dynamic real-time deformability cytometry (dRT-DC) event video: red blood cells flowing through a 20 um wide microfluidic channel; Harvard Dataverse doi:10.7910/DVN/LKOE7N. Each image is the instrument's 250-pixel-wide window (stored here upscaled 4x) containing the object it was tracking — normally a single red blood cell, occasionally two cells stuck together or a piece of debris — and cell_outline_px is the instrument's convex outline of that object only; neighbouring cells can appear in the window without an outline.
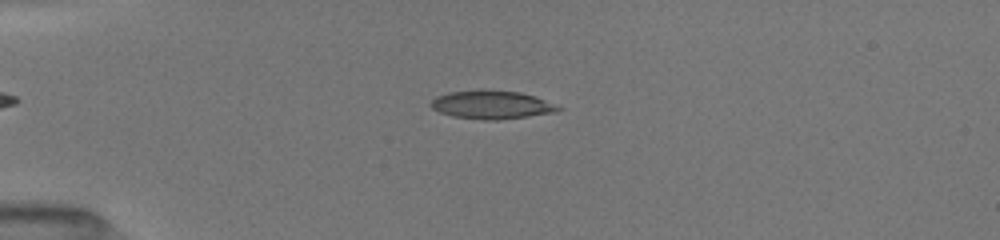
{"species": "common noctule bat (a hibernating species)", "species_latin": "Nyctalus noctula", "temperature_condition": "room temperature", "stored_images_in_passage": 51, "camera_frame_rate_fps": 3000, "um_per_image_px": 0.085, "animal": {"sex": "female", "body_mass_g": 19.5, "forearm_length_mm": 54.1}, "frame": {"image": 1, "passage_image": 13, "time_ms": 4.0, "image_size_px": [1000, 240], "cell_outline_px": [[564, 108], [552, 112], [528, 116], [496, 120], [480, 120], [452, 116], [440, 112], [432, 108], [428, 104], [436, 96], [448, 92], [480, 88], [484, 88], [520, 92], [544, 100]], "centroid_in_image_um": [41.71, 8.88], "position_along_channel_um": 43.3, "area_um2": 21.27}}
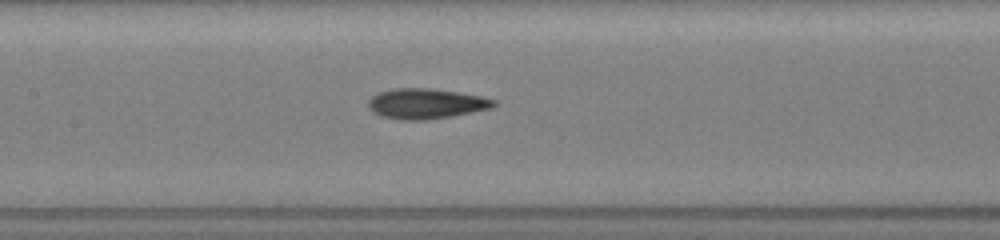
{"frame": {"image": 2, "passage_image": 25, "time_ms": 8.0, "image_size_px": [1000, 240], "cell_outline_px": [[496, 104], [492, 108], [452, 116], [424, 120], [400, 120], [380, 116], [372, 112], [368, 108], [368, 100], [372, 96], [380, 92], [392, 88], [428, 88], [456, 92], [480, 96], [496, 100]], "centroid_in_image_um": [36.17, 8.82], "position_along_channel_um": 171.2, "area_um2": 22.14}}
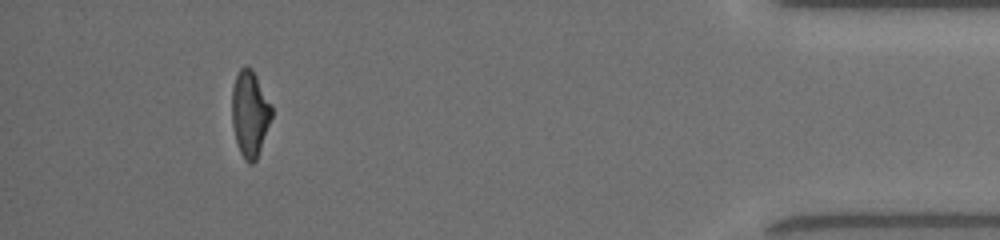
{"frame": {"image": 3, "passage_image": 47, "time_ms": 15.333, "image_size_px": [1000, 240], "cell_outline_px": [[272, 116], [256, 160], [252, 164], [248, 164], [244, 160], [240, 152], [236, 140], [232, 124], [232, 88], [236, 76], [240, 68], [244, 64], [252, 68], [272, 108]], "centroid_in_image_um": [21.22, 9.66], "position_along_channel_um": 414.0, "area_um2": 19.71}, "authors_computed_cell_mechanics": {"area_um2": 20.7502, "velocity_mm_per_s": 4.0462, "shape_relaxation_time_tau1_ms": 5.7598, "shape_relaxation_time_tau2_ms": 2.0888, "deformation_change_tau1": 0.1884, "deformation_change_tau2": 0.0946}}